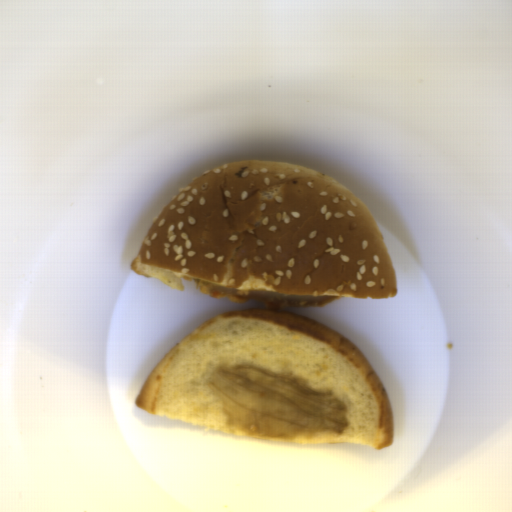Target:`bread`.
I'll return each instance as SVG.
<instances>
[{
  "mask_svg": "<svg viewBox=\"0 0 512 512\" xmlns=\"http://www.w3.org/2000/svg\"><path fill=\"white\" fill-rule=\"evenodd\" d=\"M131 269L276 294L391 299L394 264L372 212L299 164L229 163L185 186L147 230Z\"/></svg>",
  "mask_w": 512,
  "mask_h": 512,
  "instance_id": "8d2b1439",
  "label": "bread"
},
{
  "mask_svg": "<svg viewBox=\"0 0 512 512\" xmlns=\"http://www.w3.org/2000/svg\"><path fill=\"white\" fill-rule=\"evenodd\" d=\"M256 365L331 391L346 405L342 434L321 431L295 443L391 446L392 405L372 363L344 335L318 320L285 310L232 309L210 318L174 345L151 369L134 403L140 409L241 438L231 430L221 398L206 383L219 365Z\"/></svg>",
  "mask_w": 512,
  "mask_h": 512,
  "instance_id": "cb027b5d",
  "label": "bread"
}]
</instances>
